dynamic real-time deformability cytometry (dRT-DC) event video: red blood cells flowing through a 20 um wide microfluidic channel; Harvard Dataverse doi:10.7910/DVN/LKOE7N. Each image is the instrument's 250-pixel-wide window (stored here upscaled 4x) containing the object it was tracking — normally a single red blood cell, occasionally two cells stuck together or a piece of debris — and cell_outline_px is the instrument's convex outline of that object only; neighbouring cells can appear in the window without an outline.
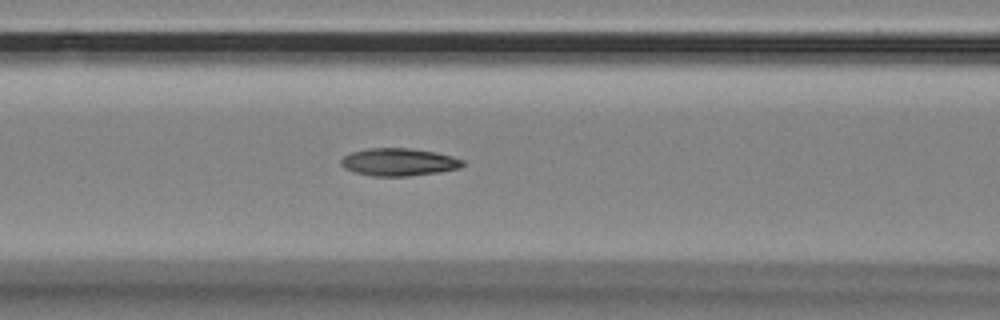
{"species": "Egyptian fruit bat (a non-hibernating species)", "species_latin": "Rousettus aegyptiacus", "temperature_condition": "room temperature", "stored_images_in_passage": 40, "camera_frame_rate_fps": 3000, "um_per_image_px": 0.085, "animal": {"sex": "female"}, "frame": {"image": 1, "passage_image": 11, "time_ms": 3.333, "image_size_px": [1000, 320], "cell_outline_px": [[464, 164], [460, 168], [440, 172], [408, 176], [372, 176], [352, 172], [344, 168], [340, 164], [340, 160], [344, 156], [352, 152], [368, 148], [408, 148], [436, 152], [452, 156], [464, 160]], "centroid_in_image_um": [33.89, 13.78], "position_along_channel_um": 132.7, "area_um2": 19.71}}
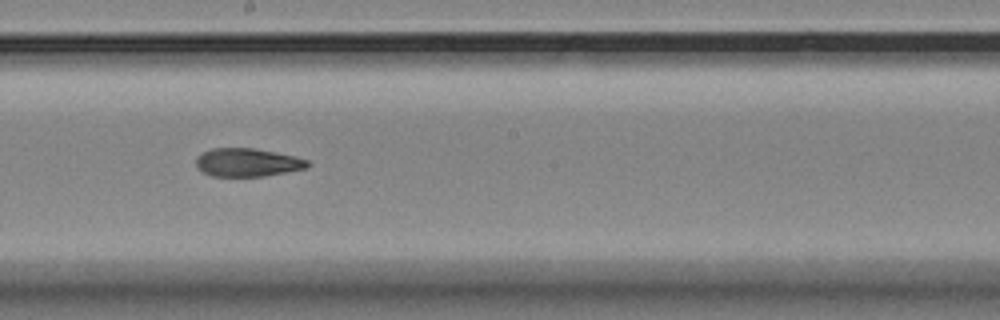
{"frame": {"image": 2, "passage_image": 19, "time_ms": 6.0, "image_size_px": [1000, 320], "cell_outline_px": [[312, 164], [308, 168], [264, 176], [212, 176], [196, 168], [196, 156], [212, 148], [256, 148], [296, 156], [308, 160]], "centroid_in_image_um": [21.06, 13.8], "position_along_channel_um": 227.1, "area_um2": 18.55}}
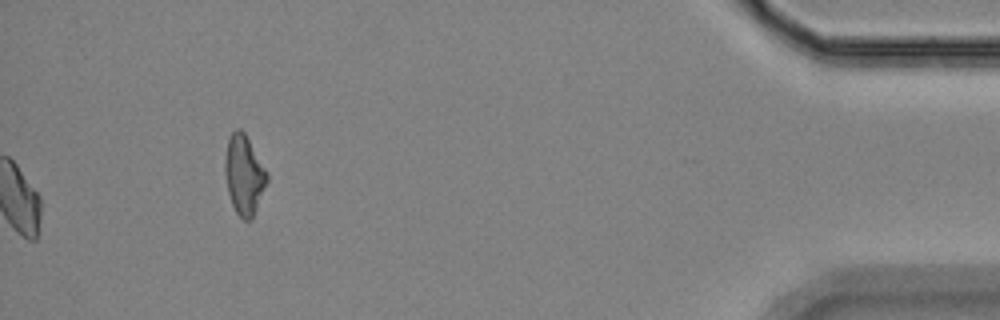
{"frame": {"image": 3, "passage_image": 40, "time_ms": 13.0, "image_size_px": [1000, 320], "cell_outline_px": [[268, 180], [252, 216], [248, 220], [244, 220], [236, 212], [232, 204], [228, 192], [224, 172], [224, 160], [228, 140], [232, 132], [236, 128], [240, 128], [244, 132], [268, 172]], "centroid_in_image_um": [20.73, 14.82], "position_along_channel_um": 414.5, "area_um2": 19.19}, "authors_computed_cell_mechanics": {"area_um2": 19.1318, "velocity_mm_per_s": 3.5436, "shape_relaxation_time_tau1_ms": null, "shape_relaxation_time_tau2_ms": 4.2709, "deformation_change_tau1": null, "deformation_change_tau2": 0.1229}}